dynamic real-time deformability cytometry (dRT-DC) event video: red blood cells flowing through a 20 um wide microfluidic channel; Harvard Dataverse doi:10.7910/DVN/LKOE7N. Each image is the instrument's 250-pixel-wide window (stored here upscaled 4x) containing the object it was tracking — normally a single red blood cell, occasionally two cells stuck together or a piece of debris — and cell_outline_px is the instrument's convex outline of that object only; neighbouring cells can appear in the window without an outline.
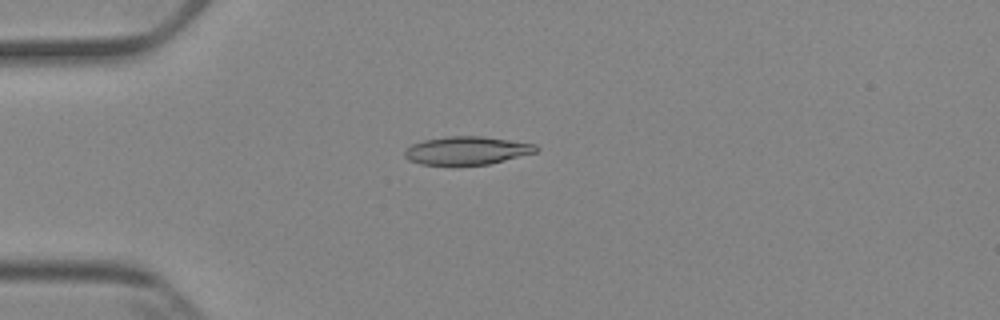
{"species": "Egyptian fruit bat (a non-hibernating species)", "species_latin": "Rousettus aegyptiacus", "temperature_condition": "cold", "stored_images_in_passage": 6, "camera_frame_rate_fps": 3000, "um_per_image_px": 0.085, "animal": {"sex": "female"}, "frame": {"image": 1, "passage_image": 3, "time_ms": 2.333, "image_size_px": [1000, 320], "cell_outline_px": [[540, 148], [536, 152], [488, 164], [420, 164], [408, 160], [404, 156], [404, 152], [412, 144], [424, 140], [448, 136], [484, 136], [536, 144]], "centroid_in_image_um": [39.69, 12.78], "position_along_channel_um": 45.3, "area_um2": 21.33}}
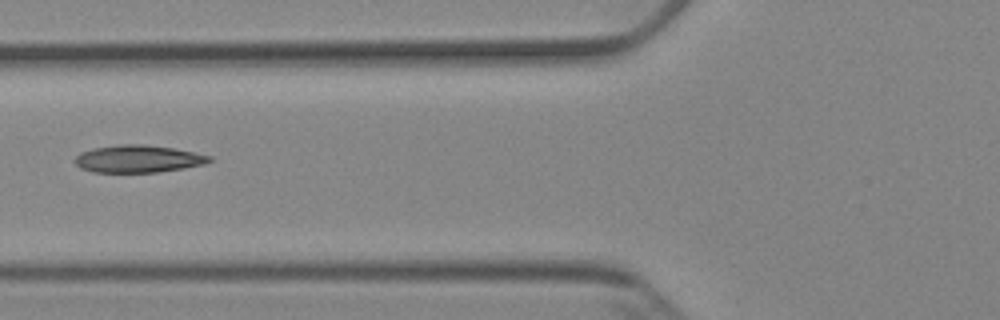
{"frame": {"image": 2, "passage_image": 5, "time_ms": 4.667, "image_size_px": [1000, 320], "cell_outline_px": [[212, 160], [204, 164], [156, 172], [92, 172], [80, 168], [76, 164], [76, 156], [80, 152], [92, 148], [120, 144], [144, 144], [172, 148], [212, 156]], "centroid_in_image_um": [11.7, 13.49], "position_along_channel_um": 114.1, "area_um2": 21.27}}
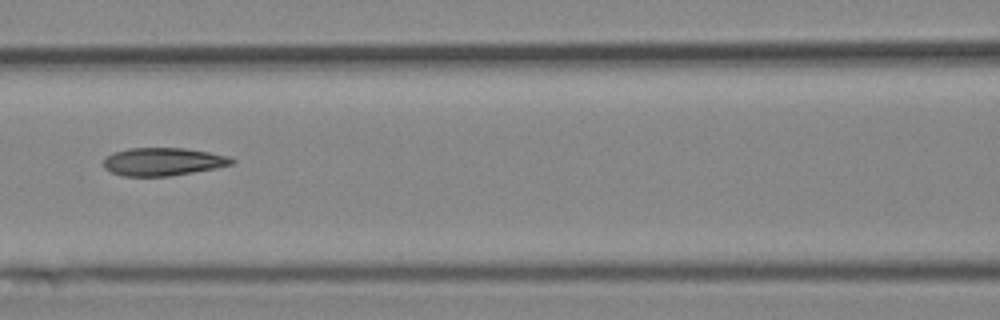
{"frame": {"image": 3, "passage_image": 6, "time_ms": 5.667, "image_size_px": [1000, 320], "cell_outline_px": [[236, 160], [232, 164], [216, 168], [168, 176], [124, 176], [112, 172], [104, 168], [104, 160], [112, 152], [128, 148], [184, 148], [208, 152], [228, 156]], "centroid_in_image_um": [13.85, 13.74], "position_along_channel_um": 152.8, "area_um2": 20.75}}